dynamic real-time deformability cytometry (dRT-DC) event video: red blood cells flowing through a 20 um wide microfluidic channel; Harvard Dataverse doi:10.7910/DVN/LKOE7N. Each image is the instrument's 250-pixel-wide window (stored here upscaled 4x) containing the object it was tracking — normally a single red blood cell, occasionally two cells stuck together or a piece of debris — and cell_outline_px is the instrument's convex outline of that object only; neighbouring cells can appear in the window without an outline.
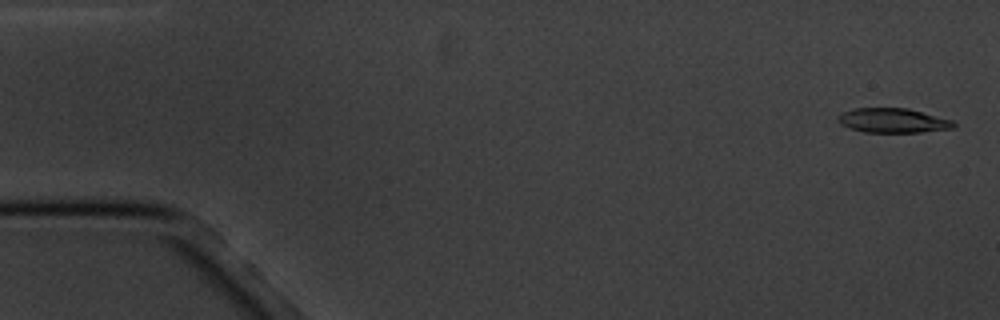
{"species": "common noctule bat (a hibernating species)", "species_latin": "Nyctalus noctula", "temperature_condition": "cold", "stored_images_in_passage": 5, "camera_frame_rate_fps": 3000, "um_per_image_px": 0.085, "animal": {"sex": "male", "body_mass_g": 20.1, "forearm_length_mm": 53.5}, "frame": {"image": 1, "passage_image": 1, "time_ms": 0.0, "image_size_px": [1000, 320], "cell_outline_px": [[956, 124], [952, 128], [920, 132], [864, 132], [840, 124], [836, 120], [836, 116], [844, 112], [856, 108], [908, 108], [952, 120]], "centroid_in_image_um": [75.87, 10.24], "position_along_channel_um": 9.1, "area_um2": 16.36}}
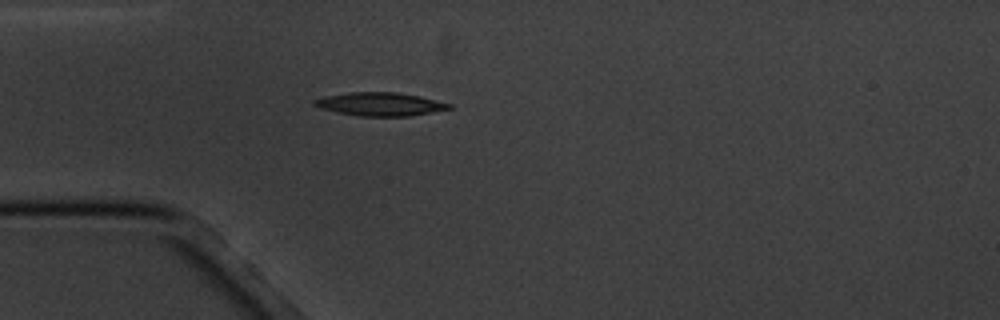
{"frame": {"image": 2, "passage_image": 5, "time_ms": 4.667, "image_size_px": [1000, 320], "cell_outline_px": [[452, 108], [432, 112], [408, 116], [360, 116], [320, 108], [312, 104], [312, 100], [324, 96], [348, 92], [396, 92], [420, 96], [452, 104]], "centroid_in_image_um": [32.3, 8.84], "position_along_channel_um": 52.7, "area_um2": 18.26}}